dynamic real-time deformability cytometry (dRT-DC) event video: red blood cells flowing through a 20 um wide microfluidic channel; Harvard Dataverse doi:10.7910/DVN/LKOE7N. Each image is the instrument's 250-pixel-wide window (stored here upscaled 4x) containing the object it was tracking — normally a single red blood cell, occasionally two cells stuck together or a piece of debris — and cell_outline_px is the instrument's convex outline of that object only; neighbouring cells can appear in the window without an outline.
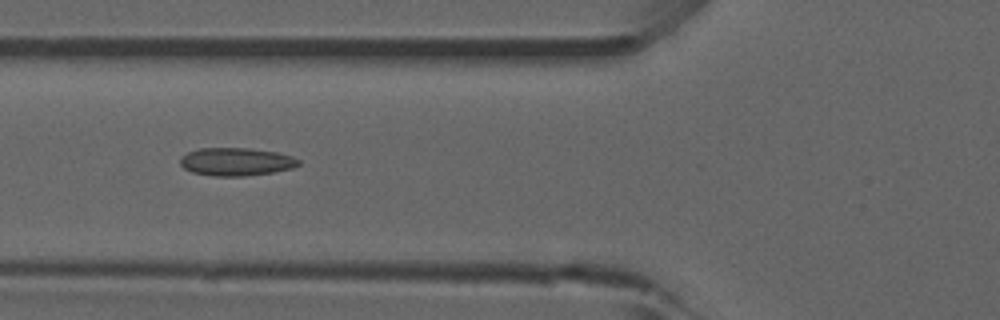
{"species": "common noctule bat (a hibernating species)", "species_latin": "Nyctalus noctula", "temperature_condition": "room temperature", "stored_images_in_passage": 36, "camera_frame_rate_fps": 3000, "um_per_image_px": 0.085, "animal": {"sex": "male", "forearm_length_mm": 52.5}, "frame": {"image": 1, "passage_image": 20, "time_ms": 6.333, "image_size_px": [1000, 320], "cell_outline_px": [[300, 164], [292, 168], [272, 172], [244, 176], [216, 176], [192, 172], [184, 168], [180, 164], [180, 156], [188, 152], [200, 148], [248, 148], [276, 152], [292, 156], [300, 160]], "centroid_in_image_um": [20.06, 13.74], "position_along_channel_um": 105.7, "area_um2": 19.25}}